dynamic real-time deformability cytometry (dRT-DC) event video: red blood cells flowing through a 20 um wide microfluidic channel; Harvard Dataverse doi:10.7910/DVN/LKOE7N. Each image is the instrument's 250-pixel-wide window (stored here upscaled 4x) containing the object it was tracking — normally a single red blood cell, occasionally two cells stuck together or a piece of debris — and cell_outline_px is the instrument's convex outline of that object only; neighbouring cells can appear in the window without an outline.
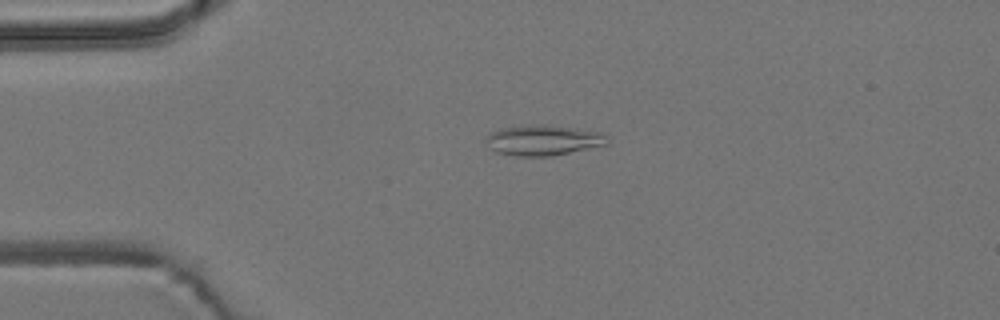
{"species": "common noctule bat (a hibernating species)", "species_latin": "Nyctalus noctula", "temperature_condition": "room temperature", "stored_images_in_passage": 5, "camera_frame_rate_fps": 3000, "um_per_image_px": 0.085, "animal": {"sex": "male", "body_mass_g": 19.2, "forearm_length_mm": 51.8}, "frame": {"image": 1, "passage_image": 3, "time_ms": 0.667, "image_size_px": [1000, 320], "cell_outline_px": [[612, 136], [608, 144], [552, 156], [516, 156], [496, 152], [484, 140], [484, 136], [500, 128], [524, 124], [548, 124], [576, 128], [596, 132]], "centroid_in_image_um": [46.17, 11.9], "position_along_channel_um": 38.8, "area_um2": 21.85}}